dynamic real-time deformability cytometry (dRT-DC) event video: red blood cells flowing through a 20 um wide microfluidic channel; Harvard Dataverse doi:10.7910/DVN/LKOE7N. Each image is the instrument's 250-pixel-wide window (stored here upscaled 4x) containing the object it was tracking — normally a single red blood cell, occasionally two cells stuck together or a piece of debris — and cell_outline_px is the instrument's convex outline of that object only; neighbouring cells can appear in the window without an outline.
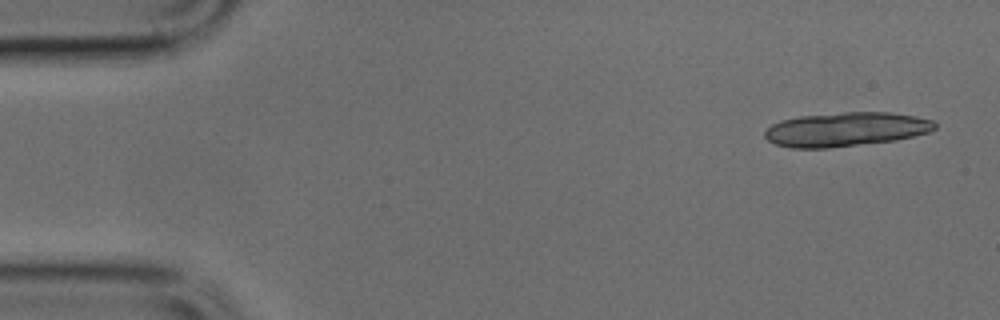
{"species": "common noctule bat (a hibernating species)", "species_latin": "Nyctalus noctula", "temperature_condition": "cold", "stored_images_in_passage": 4, "camera_frame_rate_fps": 3000, "um_per_image_px": 0.085, "animal": {"sex": "male", "body_mass_g": 17.9, "forearm_length_mm": 54.2}, "frame": {"image": 1, "passage_image": 1, "time_ms": 0.0, "image_size_px": [1000, 320], "cell_outline_px": [[936, 128], [928, 132], [896, 140], [828, 148], [792, 148], [776, 144], [768, 140], [764, 136], [764, 132], [772, 124], [780, 120], [800, 116], [844, 112], [888, 112], [916, 116], [932, 120], [936, 124]], "centroid_in_image_um": [71.88, 10.99], "position_along_channel_um": 13.1, "area_um2": 33.7}}